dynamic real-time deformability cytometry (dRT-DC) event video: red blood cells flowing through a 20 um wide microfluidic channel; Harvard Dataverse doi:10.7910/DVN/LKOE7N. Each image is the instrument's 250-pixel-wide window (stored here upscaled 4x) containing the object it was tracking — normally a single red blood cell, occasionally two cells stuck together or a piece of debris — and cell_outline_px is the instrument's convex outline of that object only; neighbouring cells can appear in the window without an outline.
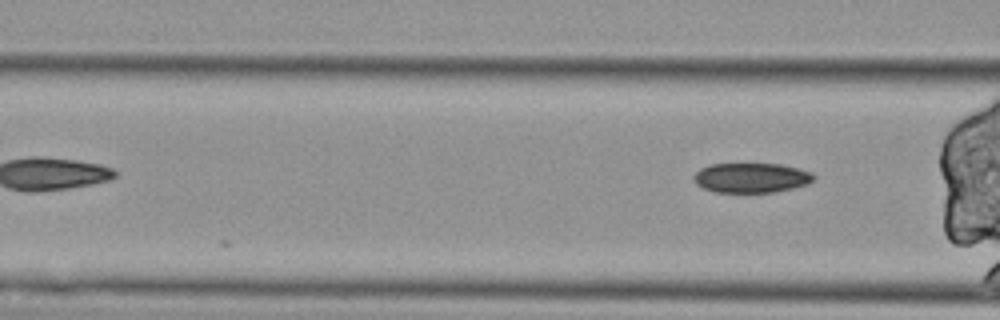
{"species": "Egyptian fruit bat (a non-hibernating species)", "species_latin": "Rousettus aegyptiacus", "temperature_condition": "cold", "stored_images_in_passage": 13, "segment_of_instrument_passage": [2, 2], "camera_frame_rate_fps": 3000, "um_per_image_px": 0.085, "animal": {"sex": "female"}, "frame": {"image": 1, "passage_image": 13, "time_ms": 4.0, "image_size_px": [1000, 320], "cell_outline_px": [[816, 176], [808, 184], [776, 192], [716, 192], [704, 188], [696, 184], [692, 180], [692, 176], [700, 168], [708, 164], [780, 164], [800, 168], [812, 172]], "centroid_in_image_um": [63.85, 15.1], "position_along_channel_um": 102.8, "area_um2": 20.98}}